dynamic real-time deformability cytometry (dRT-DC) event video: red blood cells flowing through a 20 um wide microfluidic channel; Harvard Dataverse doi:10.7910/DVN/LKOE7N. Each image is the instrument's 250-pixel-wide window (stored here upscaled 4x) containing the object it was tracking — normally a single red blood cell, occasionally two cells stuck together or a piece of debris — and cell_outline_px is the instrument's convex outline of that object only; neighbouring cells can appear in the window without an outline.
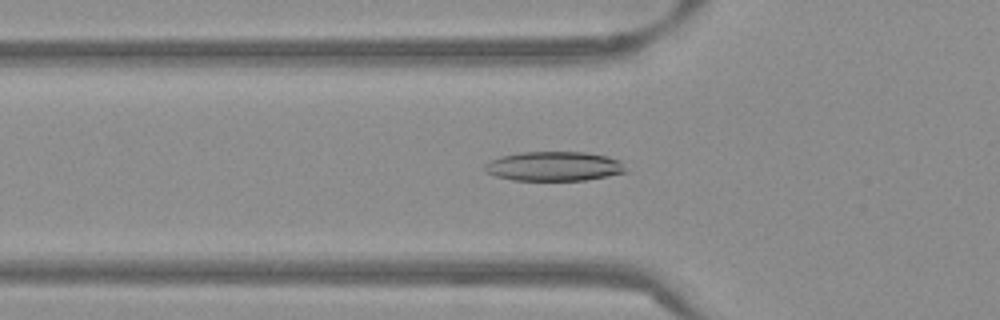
{"species": "Egyptian fruit bat (a non-hibernating species)", "species_latin": "Rousettus aegyptiacus", "temperature_condition": "warm", "stored_images_in_passage": 53, "camera_frame_rate_fps": 3000, "um_per_image_px": 0.085, "frame": {"image": 1, "passage_image": 18, "time_ms": 5.667, "image_size_px": [1000, 320], "cell_outline_px": [[628, 172], [608, 176], [584, 180], [512, 180], [496, 176], [484, 172], [484, 164], [500, 156], [520, 152], [584, 152], [608, 156], [620, 160]], "centroid_in_image_um": [47.09, 14.13], "position_along_channel_um": 78.7, "area_um2": 24.28}}
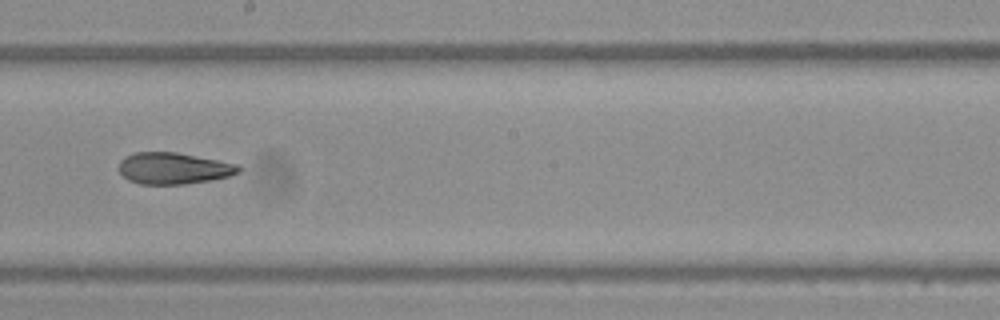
{"frame": {"image": 2, "passage_image": 30, "time_ms": 9.667, "image_size_px": [1000, 320], "cell_outline_px": [[244, 168], [240, 172], [228, 176], [208, 180], [184, 184], [140, 184], [128, 180], [120, 172], [120, 160], [124, 156], [136, 152], [176, 152], [240, 164]], "centroid_in_image_um": [14.78, 14.3], "position_along_channel_um": 233.4, "area_um2": 22.02}}
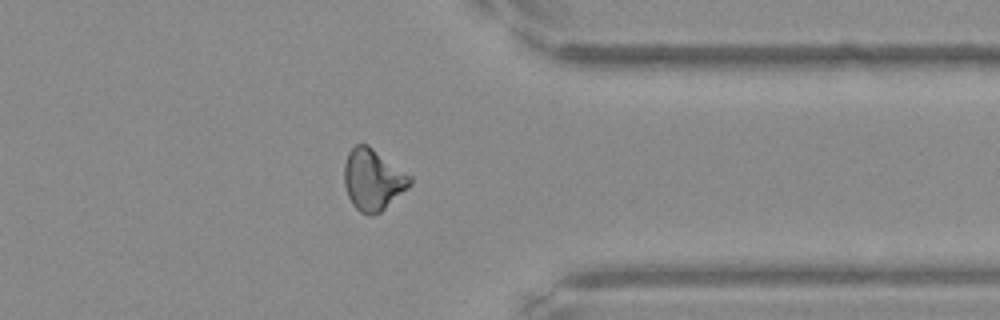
{"frame": {"image": 3, "passage_image": 42, "time_ms": 13.667, "image_size_px": [1000, 320], "cell_outline_px": [[412, 184], [408, 188], [380, 212], [360, 212], [352, 204], [348, 196], [344, 184], [344, 164], [348, 152], [356, 144], [368, 144], [412, 176]], "centroid_in_image_um": [31.7, 15.23], "position_along_channel_um": 379.7, "area_um2": 23.29}, "authors_computed_cell_mechanics": {"area_um2": 23.0622, "velocity_mm_per_s": 3.8409, "shape_relaxation_time_tau1_ms": null, "shape_relaxation_time_tau2_ms": 4.0486, "deformation_change_tau1": null, "deformation_change_tau2": 0.1208}}